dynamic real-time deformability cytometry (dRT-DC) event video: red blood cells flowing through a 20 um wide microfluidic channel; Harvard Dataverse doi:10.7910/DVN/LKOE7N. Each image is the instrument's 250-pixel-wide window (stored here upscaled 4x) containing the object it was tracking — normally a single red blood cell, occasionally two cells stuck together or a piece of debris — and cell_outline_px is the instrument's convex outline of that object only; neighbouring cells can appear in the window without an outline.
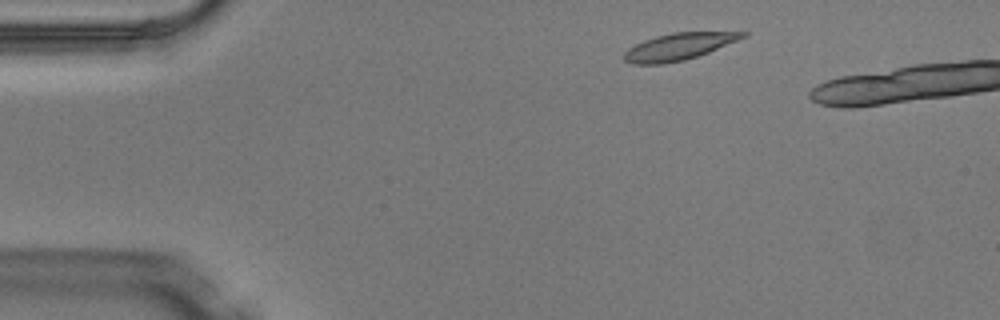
{"species": "Egyptian fruit bat (a non-hibernating species)", "species_latin": "Rousettus aegyptiacus", "temperature_condition": "warm", "stored_images_in_passage": 2, "camera_frame_rate_fps": 3000, "um_per_image_px": 0.085, "animal": {"sex": "male"}, "frame": {"image": 1, "passage_image": 1, "time_ms": 0.0, "image_size_px": [1000, 320], "cell_outline_px": [[748, 36], [708, 52], [684, 60], [664, 64], [632, 64], [624, 60], [624, 52], [628, 48], [644, 40], [656, 36], [672, 32], [748, 32]], "centroid_in_image_um": [57.67, 3.96], "position_along_channel_um": 27.3, "area_um2": 18.44}}